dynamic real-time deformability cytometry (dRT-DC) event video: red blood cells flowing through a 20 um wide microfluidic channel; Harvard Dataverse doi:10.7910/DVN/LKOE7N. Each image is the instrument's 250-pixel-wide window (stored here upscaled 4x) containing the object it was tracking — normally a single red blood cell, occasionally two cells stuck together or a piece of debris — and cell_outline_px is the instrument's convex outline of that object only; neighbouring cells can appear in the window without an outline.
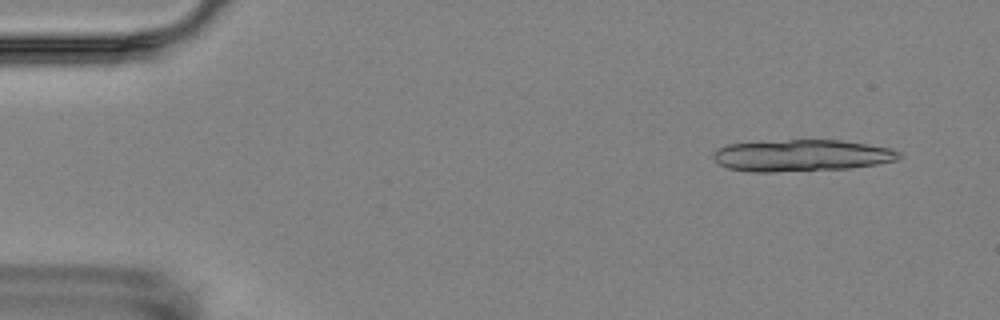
{"species": "Egyptian fruit bat (a non-hibernating species)", "species_latin": "Rousettus aegyptiacus", "temperature_condition": "room temperature", "stored_images_in_passage": 7, "camera_frame_rate_fps": 3000, "um_per_image_px": 0.085, "animal": {"sex": "female"}, "frame": {"image": 1, "passage_image": 1, "time_ms": 0.0, "image_size_px": [1000, 320], "cell_outline_px": [[904, 156], [896, 160], [876, 164], [848, 168], [776, 172], [752, 172], [728, 168], [720, 164], [712, 156], [712, 152], [716, 148], [728, 144], [788, 140], [840, 140], [868, 144], [892, 148], [900, 152]], "centroid_in_image_um": [68.15, 13.21], "position_along_channel_um": 16.9, "area_um2": 34.39}}